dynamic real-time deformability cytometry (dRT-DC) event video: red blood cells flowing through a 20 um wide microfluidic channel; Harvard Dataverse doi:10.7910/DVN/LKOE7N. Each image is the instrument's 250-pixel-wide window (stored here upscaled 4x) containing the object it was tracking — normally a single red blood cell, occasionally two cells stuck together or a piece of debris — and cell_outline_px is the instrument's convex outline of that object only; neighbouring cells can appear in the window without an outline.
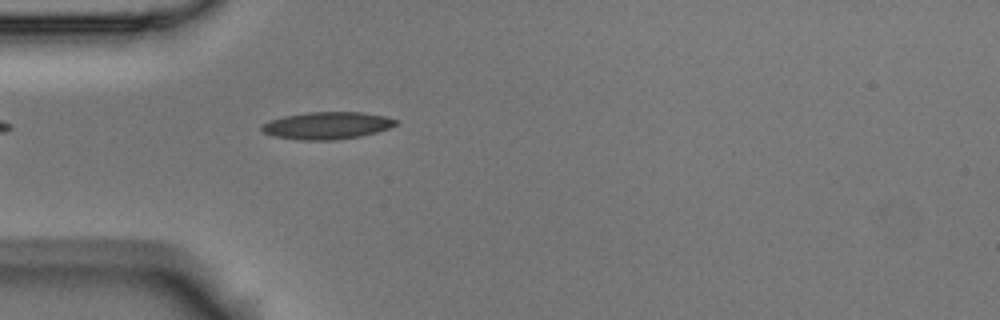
{"species": "Egyptian fruit bat (a non-hibernating species)", "species_latin": "Rousettus aegyptiacus", "temperature_condition": "room temperature", "stored_images_in_passage": 3, "camera_frame_rate_fps": 3000, "um_per_image_px": 0.085, "animal": {"sex": "male"}, "frame": {"image": 1, "passage_image": 3, "time_ms": 0.667, "image_size_px": [1000, 320], "cell_outline_px": [[396, 124], [388, 128], [376, 132], [360, 136], [332, 140], [296, 140], [272, 136], [264, 132], [260, 128], [264, 124], [272, 120], [284, 116], [308, 112], [360, 112], [384, 116], [396, 120]], "centroid_in_image_um": [27.76, 10.67], "position_along_channel_um": 57.2, "area_um2": 21.04}}